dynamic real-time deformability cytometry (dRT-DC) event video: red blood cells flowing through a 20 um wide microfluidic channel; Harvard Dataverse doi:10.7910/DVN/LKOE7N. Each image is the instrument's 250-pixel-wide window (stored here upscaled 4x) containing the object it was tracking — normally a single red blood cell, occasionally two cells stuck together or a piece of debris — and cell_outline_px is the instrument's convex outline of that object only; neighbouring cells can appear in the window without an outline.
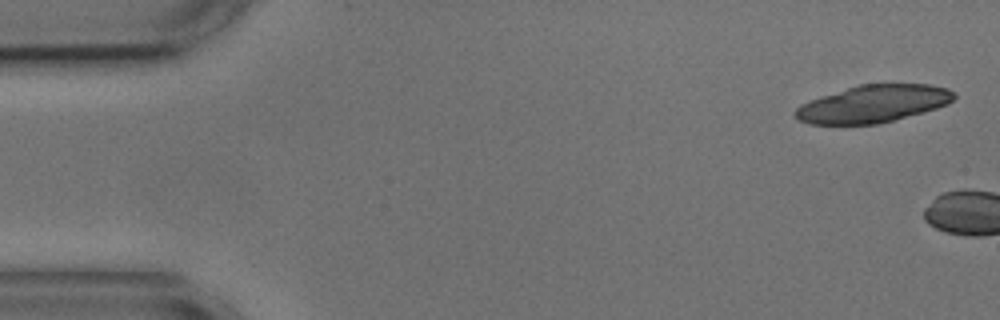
{"species": "common noctule bat (a hibernating species)", "species_latin": "Nyctalus noctula", "temperature_condition": "cold", "stored_images_in_passage": 5, "camera_frame_rate_fps": 3000, "um_per_image_px": 0.085, "animal": {"sex": "male", "body_mass_g": 17.9, "forearm_length_mm": 54.2}, "frame": {"image": 1, "passage_image": 2, "time_ms": 0.333, "image_size_px": [1000, 320], "cell_outline_px": [[956, 96], [948, 104], [936, 108], [892, 120], [876, 124], [808, 124], [800, 120], [792, 112], [800, 104], [860, 84], [928, 84], [948, 88]], "centroid_in_image_um": [74.22, 8.82], "position_along_channel_um": 10.8, "area_um2": 33.99}}